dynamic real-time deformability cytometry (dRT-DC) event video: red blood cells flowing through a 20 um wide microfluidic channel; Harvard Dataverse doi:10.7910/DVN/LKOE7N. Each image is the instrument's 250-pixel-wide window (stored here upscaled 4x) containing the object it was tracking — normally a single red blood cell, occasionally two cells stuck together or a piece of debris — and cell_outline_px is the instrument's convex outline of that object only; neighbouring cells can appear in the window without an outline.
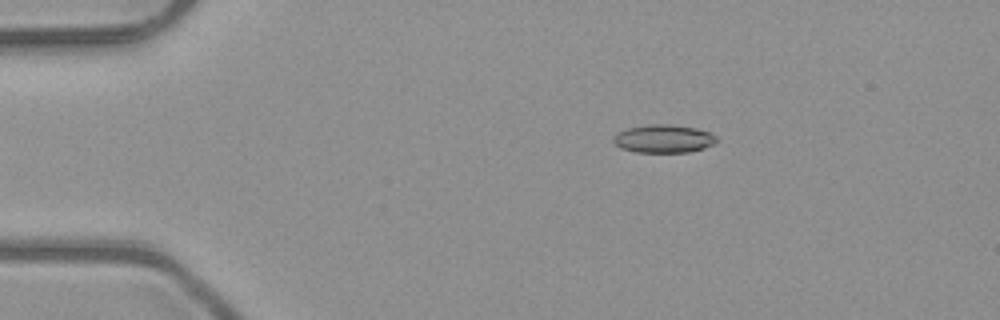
{"species": "common noctule bat (a hibernating species)", "species_latin": "Nyctalus noctula", "temperature_condition": "room temperature", "stored_images_in_passage": 44, "camera_frame_rate_fps": 3000, "um_per_image_px": 0.085, "animal": {"sex": "male", "body_mass_g": 23.1, "forearm_length_mm": 52.7}, "frame": {"image": 1, "passage_image": 2, "time_ms": 0.333, "image_size_px": [1000, 320], "cell_outline_px": [[720, 140], [704, 148], [688, 152], [636, 152], [620, 148], [612, 140], [612, 136], [628, 128], [652, 124], [668, 124], [696, 128], [708, 132], [716, 136]], "centroid_in_image_um": [56.41, 11.79], "position_along_channel_um": 28.6, "area_um2": 16.82}}
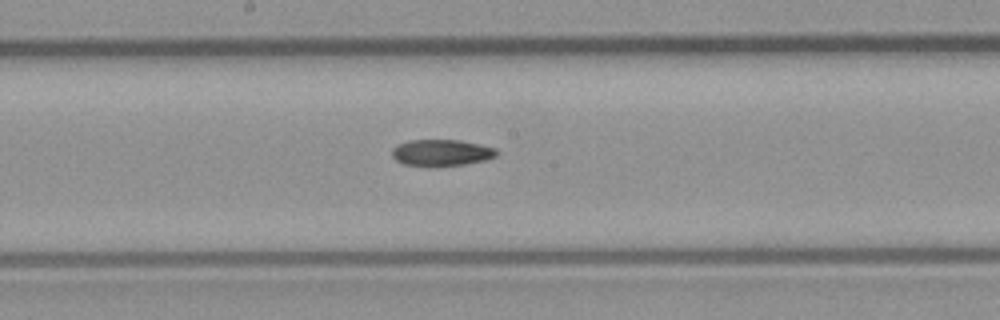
{"frame": {"image": 2, "passage_image": 20, "time_ms": 6.333, "image_size_px": [1000, 320], "cell_outline_px": [[500, 152], [496, 156], [484, 160], [464, 164], [436, 168], [428, 168], [404, 164], [396, 160], [392, 156], [392, 148], [396, 144], [408, 140], [460, 140], [480, 144], [496, 148]], "centroid_in_image_um": [37.5, 13.0], "position_along_channel_um": 210.7, "area_um2": 16.7}}
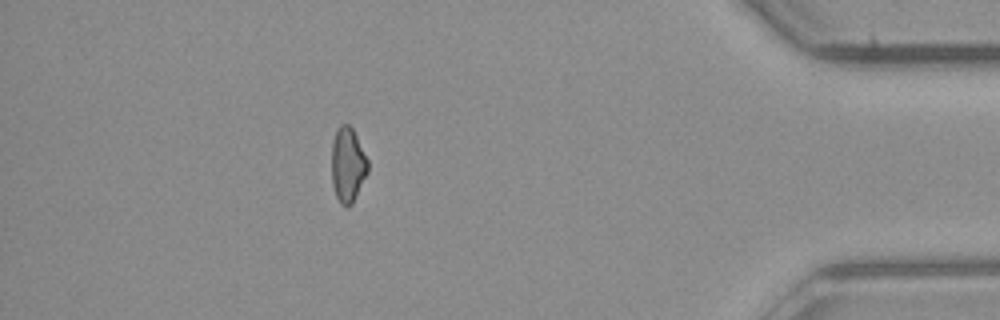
{"frame": {"image": 3, "passage_image": 38, "time_ms": 12.333, "image_size_px": [1000, 320], "cell_outline_px": [[368, 172], [352, 204], [348, 208], [340, 204], [336, 196], [332, 184], [332, 140], [336, 128], [340, 124], [348, 124], [352, 128], [368, 160]], "centroid_in_image_um": [29.54, 14.02], "position_along_channel_um": 405.7, "area_um2": 15.9}}